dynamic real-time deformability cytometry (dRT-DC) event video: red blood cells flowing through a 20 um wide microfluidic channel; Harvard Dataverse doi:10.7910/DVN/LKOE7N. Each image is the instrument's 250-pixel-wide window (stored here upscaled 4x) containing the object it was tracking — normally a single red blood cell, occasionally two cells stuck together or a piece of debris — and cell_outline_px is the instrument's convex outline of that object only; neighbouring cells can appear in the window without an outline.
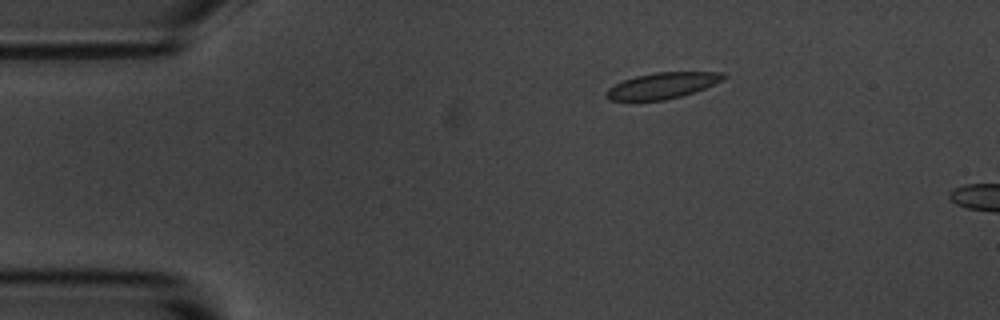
{"species": "common noctule bat (a hibernating species)", "species_latin": "Nyctalus noctula", "temperature_condition": "room temperature", "stored_images_in_passage": 4, "camera_frame_rate_fps": 3000, "um_per_image_px": 0.085, "animal": {"sex": "male", "body_mass_g": 20.1, "forearm_length_mm": 53.5}, "frame": {"image": 1, "passage_image": 3, "time_ms": 2.333, "image_size_px": [1000, 320], "cell_outline_px": [[728, 76], [724, 80], [704, 88], [680, 96], [664, 100], [608, 100], [604, 96], [604, 92], [608, 88], [624, 80], [636, 76], [656, 72], [724, 72]], "centroid_in_image_um": [56.3, 7.27], "position_along_channel_um": 28.7, "area_um2": 17.69}}